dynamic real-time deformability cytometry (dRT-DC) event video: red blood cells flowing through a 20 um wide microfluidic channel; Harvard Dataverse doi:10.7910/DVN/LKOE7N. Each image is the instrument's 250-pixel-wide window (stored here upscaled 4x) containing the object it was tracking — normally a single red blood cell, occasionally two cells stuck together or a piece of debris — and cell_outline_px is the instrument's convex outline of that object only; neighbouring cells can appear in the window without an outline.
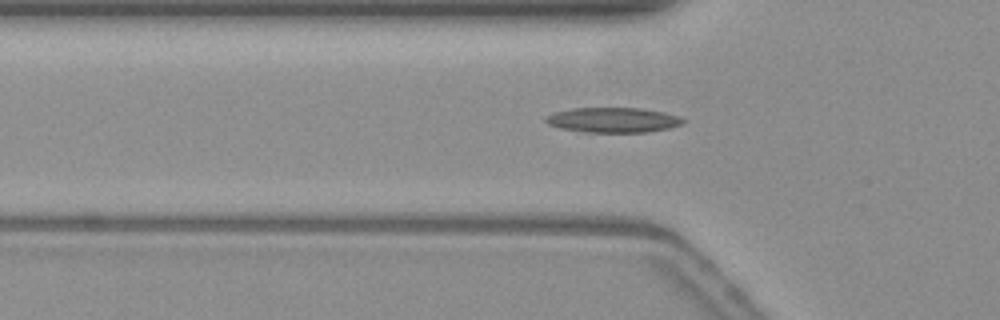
{"species": "common noctule bat (a hibernating species)", "species_latin": "Nyctalus noctula", "temperature_condition": "warm", "stored_images_in_passage": 54, "camera_frame_rate_fps": 3000, "um_per_image_px": 0.085, "animal": {"sex": "female", "body_mass_g": 19.3, "forearm_length_mm": 54.1}, "frame": {"image": 1, "passage_image": 18, "time_ms": 5.667, "image_size_px": [1000, 320], "cell_outline_px": [[688, 120], [680, 124], [668, 128], [648, 132], [584, 132], [560, 128], [548, 124], [544, 120], [544, 116], [556, 112], [572, 108], [640, 108], [664, 112]], "centroid_in_image_um": [52.08, 10.2], "position_along_channel_um": 73.7, "area_um2": 19.94}}
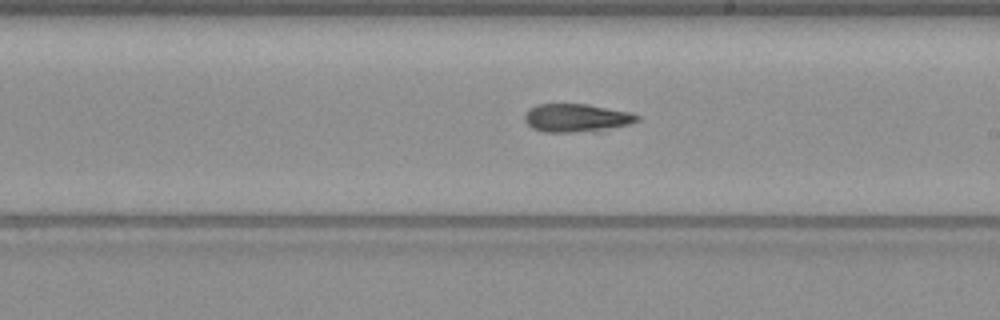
{"frame": {"image": 2, "passage_image": 31, "time_ms": 10.0, "image_size_px": [1000, 320], "cell_outline_px": [[640, 120], [628, 124], [596, 132], [544, 132], [532, 128], [524, 120], [524, 116], [528, 108], [540, 104], [588, 104], [628, 112], [640, 116]], "centroid_in_image_um": [48.98, 10.03], "position_along_channel_um": 240.0, "area_um2": 18.61}}
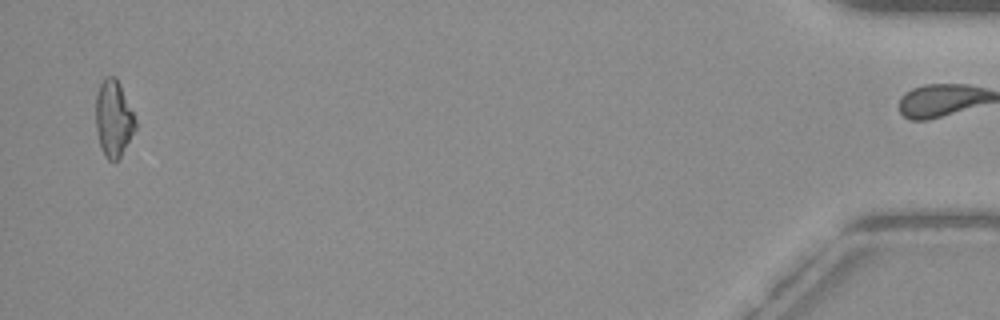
{"frame": {"image": 3, "passage_image": 53, "time_ms": 17.333, "image_size_px": [1000, 320], "cell_outline_px": [[136, 128], [120, 156], [116, 160], [108, 160], [104, 156], [100, 144], [96, 128], [96, 92], [104, 76], [116, 76], [120, 84], [136, 120]], "centroid_in_image_um": [9.64, 10.04], "position_along_channel_um": 425.6, "area_um2": 17.51}, "authors_computed_cell_mechanics": {"area_um2": 18.3515, "velocity_mm_per_s": 3.8233, "shape_relaxation_time_tau1_ms": 5.8466, "shape_relaxation_time_tau2_ms": null, "deformation_change_tau1": 0.1701, "deformation_change_tau2": null}}